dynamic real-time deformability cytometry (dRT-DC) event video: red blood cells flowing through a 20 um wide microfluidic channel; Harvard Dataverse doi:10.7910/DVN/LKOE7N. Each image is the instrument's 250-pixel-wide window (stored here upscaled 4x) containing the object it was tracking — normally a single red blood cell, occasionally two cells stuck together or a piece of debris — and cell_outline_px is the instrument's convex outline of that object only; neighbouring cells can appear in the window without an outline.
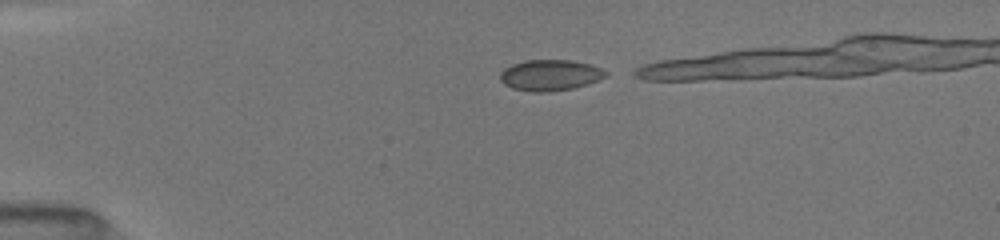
{"species": "common noctule bat (a hibernating species)", "species_latin": "Nyctalus noctula", "temperature_condition": "room temperature", "stored_images_in_passage": 11, "camera_frame_rate_fps": 3000, "um_per_image_px": 0.085, "animal": {"sex": "female", "body_mass_g": 19.5, "forearm_length_mm": 54.1}, "frame": {"image": 1, "passage_image": 2, "time_ms": 0.333, "image_size_px": [1000, 240], "cell_outline_px": [[608, 76], [588, 84], [572, 88], [548, 92], [532, 92], [512, 88], [504, 84], [500, 80], [500, 72], [504, 68], [512, 64], [524, 60], [572, 60], [592, 64], [608, 72]], "centroid_in_image_um": [46.76, 6.38], "position_along_channel_um": 38.2, "area_um2": 19.25}}
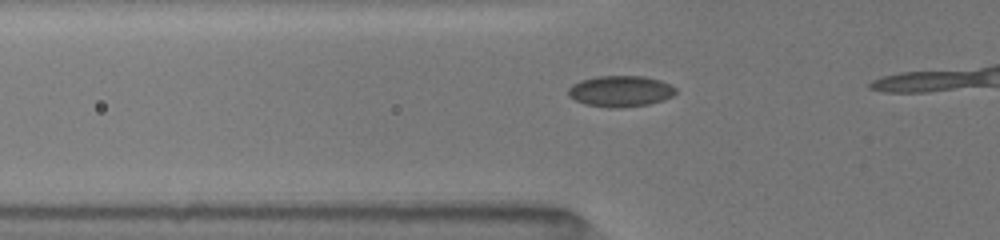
{"frame": {"image": 2, "passage_image": 8, "time_ms": 2.333, "image_size_px": [1000, 240], "cell_outline_px": [[676, 92], [672, 96], [664, 100], [648, 104], [624, 108], [608, 108], [584, 104], [568, 96], [568, 88], [572, 84], [580, 80], [596, 76], [644, 76], [660, 80], [676, 88]], "centroid_in_image_um": [52.72, 7.76], "position_along_channel_um": 73.1, "area_um2": 19.65}}